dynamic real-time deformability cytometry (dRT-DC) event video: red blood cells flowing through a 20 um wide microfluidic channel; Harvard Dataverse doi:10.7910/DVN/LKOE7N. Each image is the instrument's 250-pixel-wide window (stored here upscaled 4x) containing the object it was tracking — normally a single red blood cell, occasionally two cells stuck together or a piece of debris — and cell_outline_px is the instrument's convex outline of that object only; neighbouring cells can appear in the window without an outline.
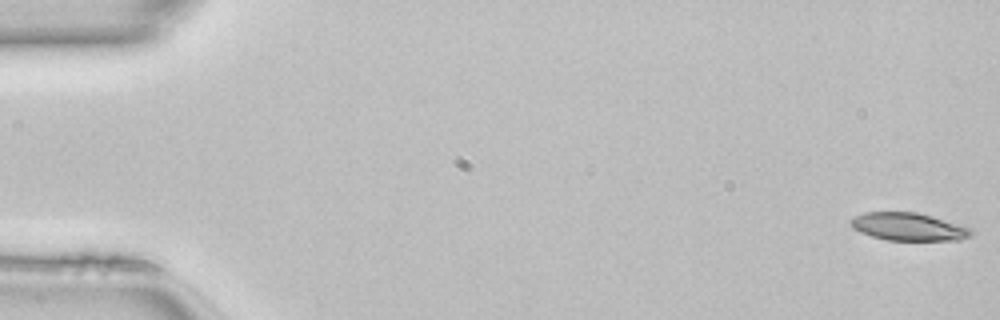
{"species": "common noctule bat (a hibernating species)", "species_latin": "Nyctalus noctula", "temperature_condition": "room temperature", "stored_images_in_passage": 50, "camera_frame_rate_fps": 3000, "um_per_image_px": 0.085, "animal": {"sex": "female", "body_mass_g": 22.7, "forearm_length_mm": 54.2}, "frame": {"image": 1, "passage_image": 1, "time_ms": 0.0, "image_size_px": [1000, 320], "cell_outline_px": [[972, 236], [960, 240], [888, 240], [872, 236], [860, 232], [852, 228], [848, 224], [848, 220], [864, 212], [916, 212], [932, 216], [960, 224], [972, 228]], "centroid_in_image_um": [77.21, 19.27], "position_along_channel_um": 7.8, "area_um2": 19.65}}
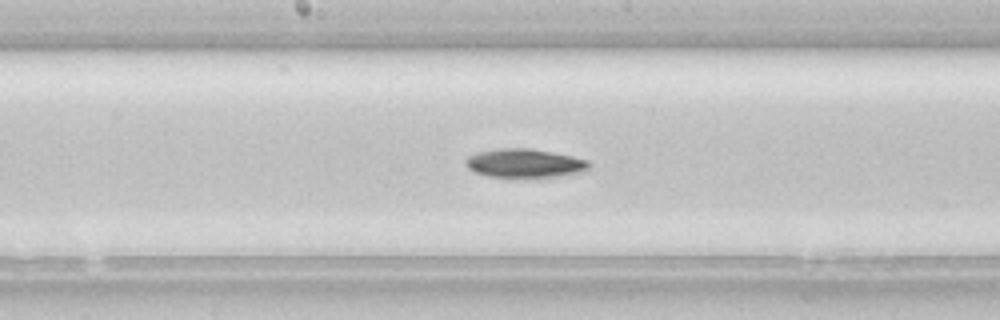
{"frame": {"image": 2, "passage_image": 26, "time_ms": 8.333, "image_size_px": [1000, 320], "cell_outline_px": [[588, 168], [584, 172], [556, 176], [488, 176], [476, 172], [468, 168], [464, 164], [464, 160], [468, 156], [480, 152], [496, 148], [532, 148], [572, 156], [588, 160]], "centroid_in_image_um": [44.57, 13.85], "position_along_channel_um": 203.6, "area_um2": 20.35}}
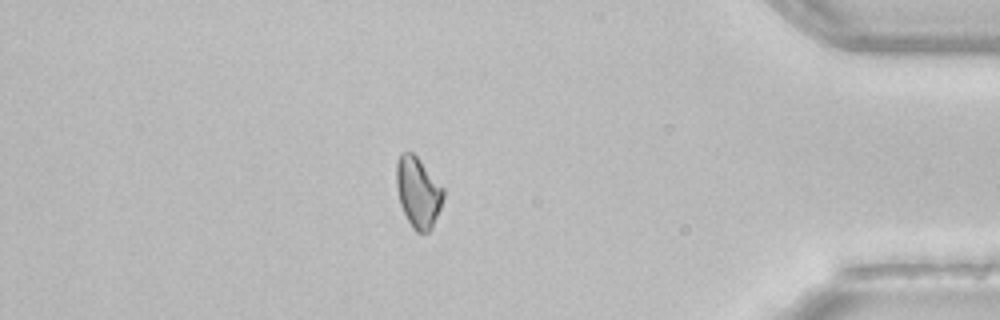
{"frame": {"image": 3, "passage_image": 43, "time_ms": 14.0, "image_size_px": [1000, 320], "cell_outline_px": [[444, 196], [440, 208], [432, 228], [428, 232], [416, 232], [412, 228], [400, 204], [396, 188], [396, 160], [400, 152], [412, 152], [416, 156], [444, 188]], "centroid_in_image_um": [35.52, 16.33], "position_along_channel_um": 399.7, "area_um2": 19.31}}